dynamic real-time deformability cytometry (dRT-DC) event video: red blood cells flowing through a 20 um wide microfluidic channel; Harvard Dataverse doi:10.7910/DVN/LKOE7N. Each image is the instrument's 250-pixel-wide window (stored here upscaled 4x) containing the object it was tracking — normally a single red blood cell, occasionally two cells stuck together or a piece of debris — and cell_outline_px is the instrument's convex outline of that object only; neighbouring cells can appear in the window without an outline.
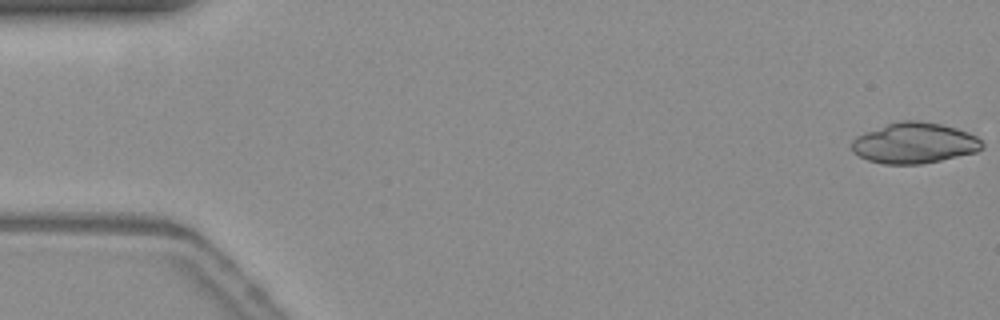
{"species": "common noctule bat (a hibernating species)", "species_latin": "Nyctalus noctula", "temperature_condition": "warm", "stored_images_in_passage": 53, "segment_of_instrument_passage": [1, 2], "camera_frame_rate_fps": 3000, "um_per_image_px": 0.085, "animal": {"sex": "female", "body_mass_g": 19.3, "forearm_length_mm": 54.1}, "frame": {"image": 1, "passage_image": 1, "time_ms": 0.0, "image_size_px": [1000, 320], "cell_outline_px": [[984, 148], [976, 152], [940, 160], [920, 164], [884, 164], [868, 160], [852, 152], [852, 140], [856, 136], [888, 124], [900, 120], [920, 120], [940, 124], [956, 128], [968, 132], [976, 136], [984, 144]], "centroid_in_image_um": [77.73, 12.16], "position_along_channel_um": 7.3, "area_um2": 30.81}}